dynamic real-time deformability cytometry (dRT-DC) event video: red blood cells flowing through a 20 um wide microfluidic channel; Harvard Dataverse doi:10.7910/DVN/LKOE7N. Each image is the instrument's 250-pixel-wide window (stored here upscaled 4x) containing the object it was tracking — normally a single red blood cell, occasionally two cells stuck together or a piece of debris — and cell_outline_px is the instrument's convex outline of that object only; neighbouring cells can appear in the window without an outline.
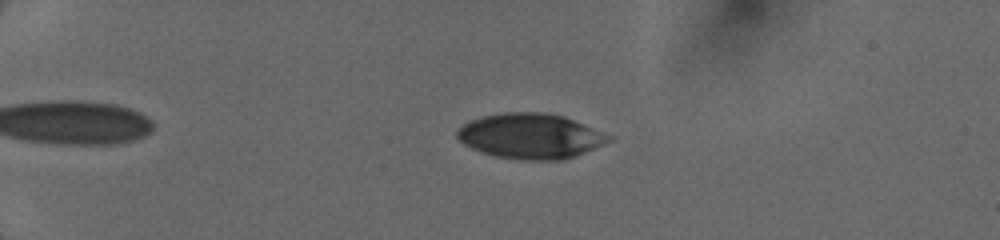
{"species": "human", "species_latin": "Homo sapiens", "temperature_condition": "cold", "stored_images_in_passage": 23, "camera_frame_rate_fps": 3000, "um_per_image_px": 0.085, "donor": {"sex": "female"}, "frame": {"image": 1, "passage_image": 14, "time_ms": 4.667, "image_size_px": [1000, 240], "cell_outline_px": [[612, 140], [576, 156], [564, 160], [524, 160], [496, 156], [480, 152], [464, 144], [456, 136], [456, 128], [472, 120], [484, 116], [504, 112], [544, 112], [564, 116], [612, 136]], "centroid_in_image_um": [45.08, 11.57], "position_along_channel_um": 39.9, "area_um2": 39.82}}
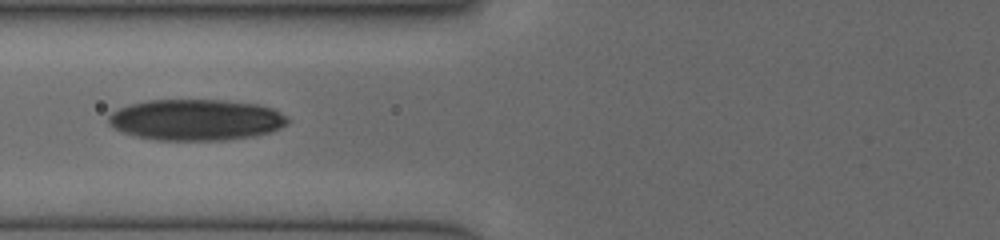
{"frame": {"image": 2, "passage_image": 22, "time_ms": 8.0, "image_size_px": [1000, 240], "cell_outline_px": [[288, 124], [272, 132], [256, 136], [224, 140], [156, 140], [136, 136], [112, 128], [108, 124], [108, 116], [112, 112], [128, 104], [148, 100], [224, 100], [260, 104], [272, 108], [288, 116]], "centroid_in_image_um": [16.68, 10.18], "position_along_channel_um": 109.1, "area_um2": 43.35}}